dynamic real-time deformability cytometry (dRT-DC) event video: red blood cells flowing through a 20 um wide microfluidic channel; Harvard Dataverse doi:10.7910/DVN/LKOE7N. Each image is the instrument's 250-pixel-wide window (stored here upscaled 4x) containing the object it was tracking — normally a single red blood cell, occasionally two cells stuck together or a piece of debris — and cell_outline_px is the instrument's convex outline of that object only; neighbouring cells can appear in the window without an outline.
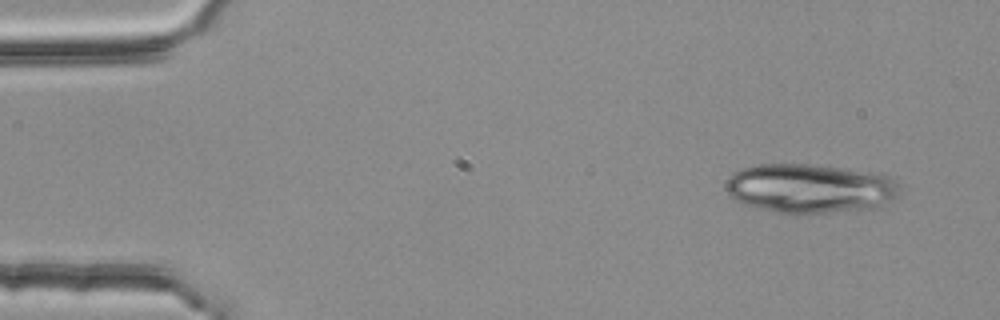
{"species": "common noctule bat (a hibernating species)", "species_latin": "Nyctalus noctula", "temperature_condition": "room temperature", "stored_images_in_passage": 3, "camera_frame_rate_fps": 3000, "um_per_image_px": 0.085, "animal": {"sex": "female", "body_mass_g": 25.1}, "frame": {"image": 1, "passage_image": 1, "time_ms": 0.0, "image_size_px": [1000, 320], "cell_outline_px": [[900, 196], [884, 208], [824, 212], [780, 212], [760, 208], [744, 204], [728, 196], [728, 176], [732, 172], [756, 164], [804, 164], [836, 168], [888, 176], [900, 184]], "centroid_in_image_um": [68.9, 16.02], "position_along_channel_um": 16.1, "area_um2": 49.42}}